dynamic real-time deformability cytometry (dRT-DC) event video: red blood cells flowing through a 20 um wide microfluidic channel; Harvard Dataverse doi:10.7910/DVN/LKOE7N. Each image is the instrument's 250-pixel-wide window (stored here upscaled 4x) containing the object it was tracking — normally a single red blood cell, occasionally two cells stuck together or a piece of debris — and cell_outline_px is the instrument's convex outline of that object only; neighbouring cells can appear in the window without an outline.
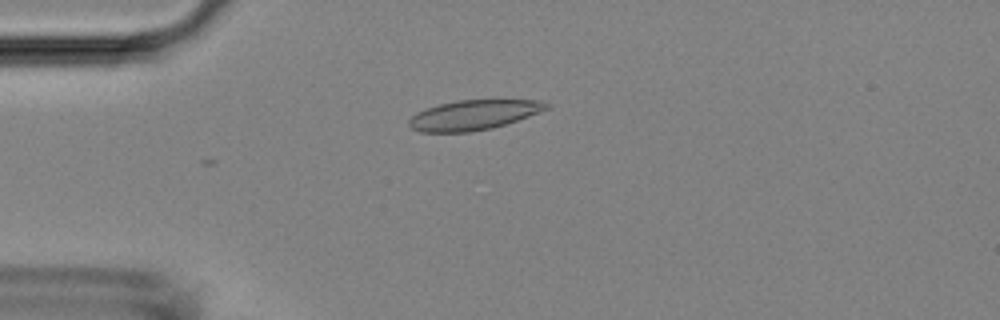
{"species": "Egyptian fruit bat (a non-hibernating species)", "species_latin": "Rousettus aegyptiacus", "temperature_condition": "room temperature", "stored_images_in_passage": 4, "camera_frame_rate_fps": 3000, "um_per_image_px": 0.085, "animal": {"sex": "female"}, "frame": {"image": 1, "passage_image": 4, "time_ms": 3.667, "image_size_px": [1000, 320], "cell_outline_px": [[552, 104], [548, 108], [528, 116], [492, 128], [472, 132], [420, 132], [412, 128], [408, 124], [408, 120], [416, 112], [424, 108], [456, 100], [540, 100]], "centroid_in_image_um": [40.22, 9.77], "position_along_channel_um": 44.8, "area_um2": 23.87}}